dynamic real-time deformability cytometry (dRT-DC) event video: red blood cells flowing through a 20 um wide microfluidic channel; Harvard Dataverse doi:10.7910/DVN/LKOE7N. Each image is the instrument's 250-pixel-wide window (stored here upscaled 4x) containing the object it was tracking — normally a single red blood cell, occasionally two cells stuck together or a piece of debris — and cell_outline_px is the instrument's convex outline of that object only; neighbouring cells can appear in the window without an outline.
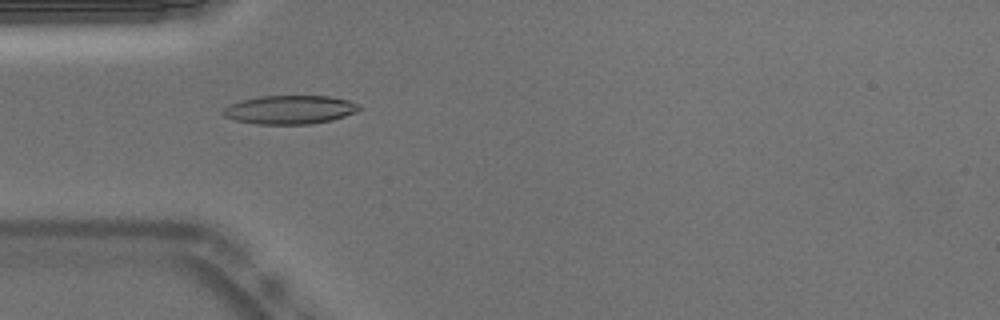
{"species": "Egyptian fruit bat (a non-hibernating species)", "species_latin": "Rousettus aegyptiacus", "temperature_condition": "warm", "stored_images_in_passage": 49, "camera_frame_rate_fps": 3000, "um_per_image_px": 0.085, "animal": {"sex": "male"}, "frame": {"image": 1, "passage_image": 12, "time_ms": 3.667, "image_size_px": [1000, 320], "cell_outline_px": [[360, 108], [356, 112], [332, 120], [308, 124], [256, 124], [236, 120], [224, 116], [220, 112], [228, 104], [240, 100], [260, 96], [328, 96], [348, 100], [360, 104]], "centroid_in_image_um": [24.6, 9.32], "position_along_channel_um": 60.4, "area_um2": 22.77}}
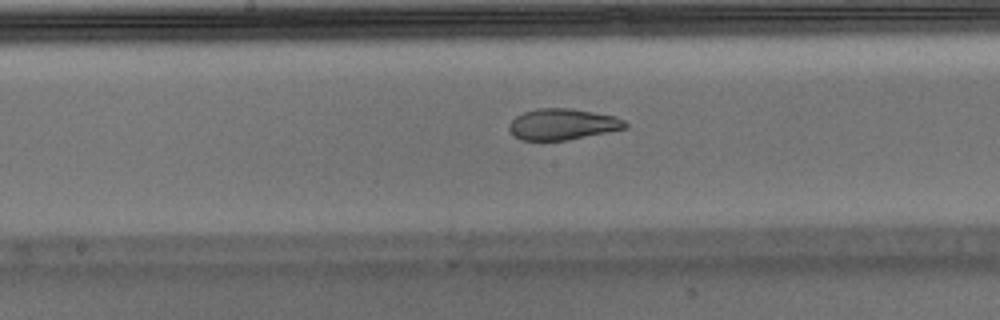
{"frame": {"image": 2, "passage_image": 23, "time_ms": 7.333, "image_size_px": [1000, 320], "cell_outline_px": [[628, 124], [624, 128], [608, 132], [568, 140], [520, 140], [508, 128], [508, 124], [516, 116], [524, 112], [536, 108], [572, 108], [616, 116], [624, 120]], "centroid_in_image_um": [47.82, 10.55], "position_along_channel_um": 200.4, "area_um2": 21.04}}
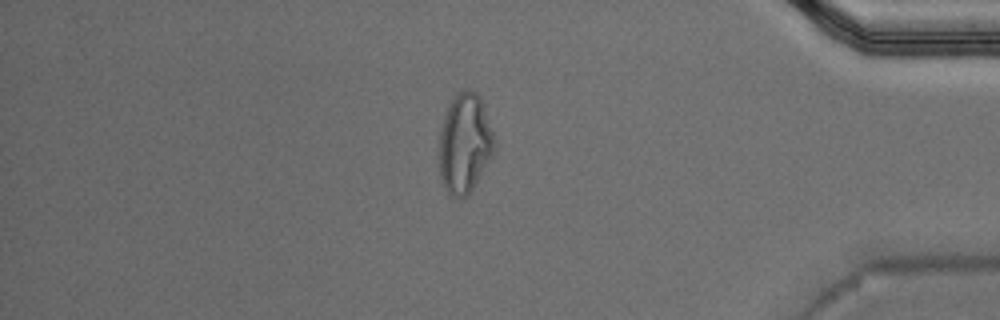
{"frame": {"image": 3, "passage_image": 41, "time_ms": 13.333, "image_size_px": [1000, 320], "cell_outline_px": [[496, 148], [492, 156], [468, 196], [452, 196], [444, 188], [440, 176], [440, 128], [448, 104], [456, 92], [468, 88], [476, 92], [480, 96], [496, 144]], "centroid_in_image_um": [39.5, 12.16], "position_along_channel_um": 395.7, "area_um2": 31.96}, "authors_computed_cell_mechanics": {"area_um2": 22.1952, "velocity_mm_per_s": 3.8208, "shape_relaxation_time_tau1_ms": null, "shape_relaxation_time_tau2_ms": 1.5768, "deformation_change_tau1": null, "deformation_change_tau2": 0.0753}}